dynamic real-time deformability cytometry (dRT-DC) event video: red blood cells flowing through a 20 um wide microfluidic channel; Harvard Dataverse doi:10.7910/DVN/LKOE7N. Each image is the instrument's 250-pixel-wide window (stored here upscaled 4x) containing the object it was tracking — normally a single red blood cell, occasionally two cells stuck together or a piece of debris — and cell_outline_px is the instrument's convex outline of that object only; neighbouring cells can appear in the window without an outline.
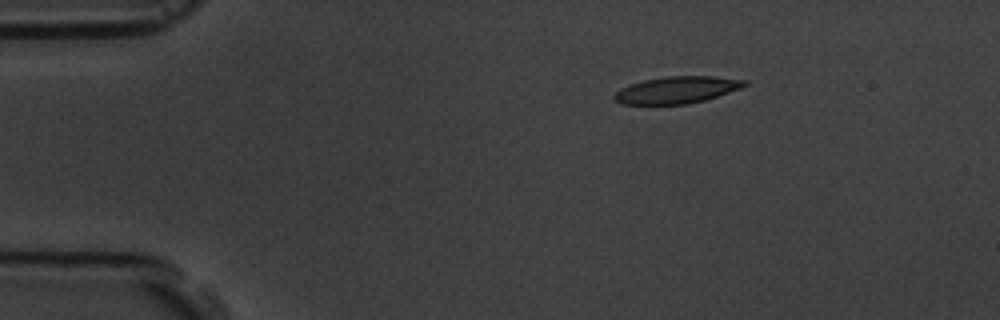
{"species": "common noctule bat (a hibernating species)", "species_latin": "Nyctalus noctula", "temperature_condition": "room temperature", "stored_images_in_passage": 3, "camera_frame_rate_fps": 3000, "um_per_image_px": 0.085, "animal": {"sex": "male", "body_mass_g": 19.5, "forearm_length_mm": 54.6}, "frame": {"image": 1, "passage_image": 1, "time_ms": 0.0, "image_size_px": [1000, 320], "cell_outline_px": [[748, 84], [740, 88], [704, 100], [688, 104], [620, 104], [612, 100], [612, 96], [620, 88], [628, 84], [644, 80], [668, 76], [712, 76], [748, 80]], "centroid_in_image_um": [57.47, 7.64], "position_along_channel_um": 27.5, "area_um2": 20.46}}
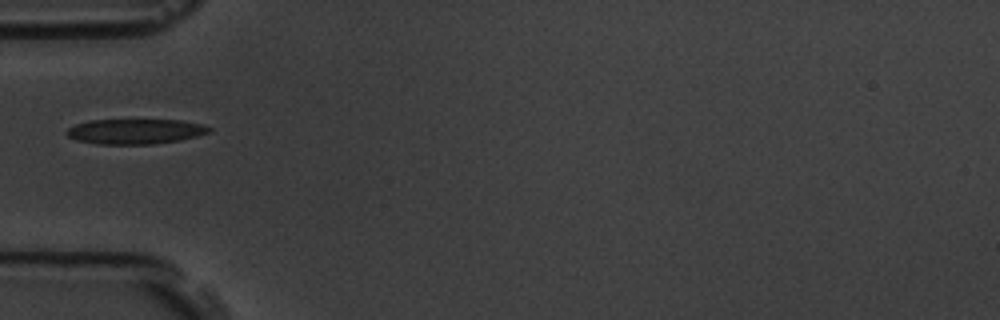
{"frame": {"image": 2, "passage_image": 3, "time_ms": 3.0, "image_size_px": [1000, 320], "cell_outline_px": [[212, 128], [208, 132], [196, 136], [180, 140], [152, 144], [96, 144], [76, 140], [68, 136], [64, 132], [68, 128], [76, 124], [88, 120], [180, 120], [204, 124]], "centroid_in_image_um": [11.47, 11.17], "position_along_channel_um": 73.5, "area_um2": 20.87}}